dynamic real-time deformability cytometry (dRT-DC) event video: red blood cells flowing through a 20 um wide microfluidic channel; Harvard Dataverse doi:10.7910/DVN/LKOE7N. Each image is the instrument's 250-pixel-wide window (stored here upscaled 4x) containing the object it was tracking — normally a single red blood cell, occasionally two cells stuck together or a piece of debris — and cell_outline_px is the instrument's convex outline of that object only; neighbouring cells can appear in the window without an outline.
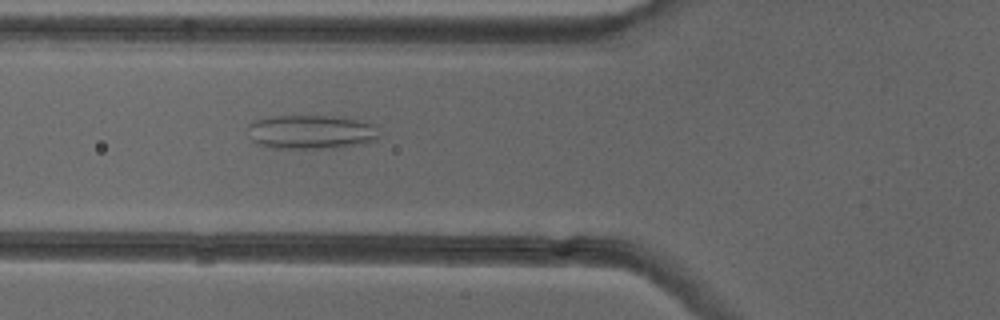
{"species": "common noctule bat (a hibernating species)", "species_latin": "Nyctalus noctula", "temperature_condition": "cold", "stored_images_in_passage": 37, "camera_frame_rate_fps": 3000, "um_per_image_px": 0.085, "animal": {"sex": "female"}, "frame": {"image": 1, "passage_image": 8, "time_ms": 2.333, "image_size_px": [1000, 320], "cell_outline_px": [[380, 136], [376, 140], [364, 144], [336, 148], [272, 148], [260, 144], [252, 140], [248, 136], [244, 128], [248, 124], [256, 120], [272, 116], [332, 116], [356, 120], [372, 124]], "centroid_in_image_um": [26.39, 11.23], "position_along_channel_um": 99.4, "area_um2": 26.24}}
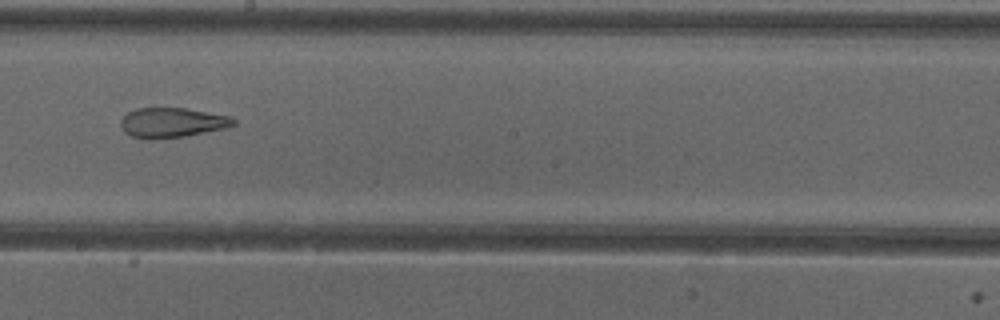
{"frame": {"image": 2, "passage_image": 18, "time_ms": 5.667, "image_size_px": [1000, 320], "cell_outline_px": [[236, 124], [228, 128], [184, 136], [156, 140], [152, 140], [132, 136], [124, 132], [120, 124], [120, 120], [128, 112], [136, 108], [184, 108], [232, 116], [236, 120]], "centroid_in_image_um": [14.65, 10.43], "position_along_channel_um": 233.6, "area_um2": 19.83}}
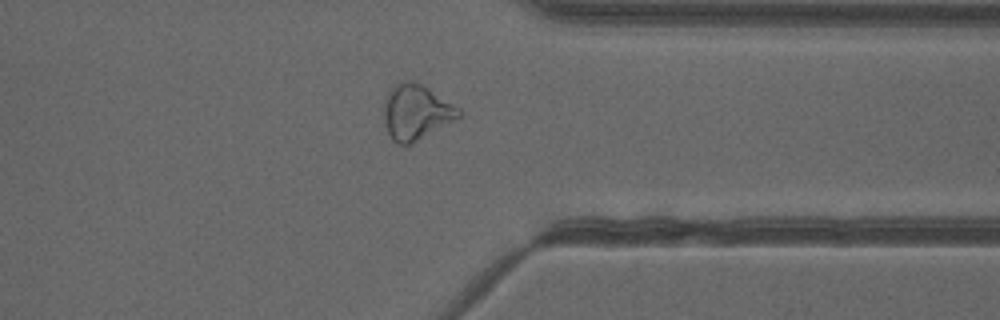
{"frame": {"image": 3, "passage_image": 29, "time_ms": 9.333, "image_size_px": [1000, 320], "cell_outline_px": [[464, 112], [460, 120], [412, 144], [400, 144], [392, 140], [384, 124], [384, 104], [388, 92], [400, 80], [412, 80], [428, 88], [460, 108]], "centroid_in_image_um": [35.43, 9.56], "position_along_channel_um": 376.0, "area_um2": 24.68}}